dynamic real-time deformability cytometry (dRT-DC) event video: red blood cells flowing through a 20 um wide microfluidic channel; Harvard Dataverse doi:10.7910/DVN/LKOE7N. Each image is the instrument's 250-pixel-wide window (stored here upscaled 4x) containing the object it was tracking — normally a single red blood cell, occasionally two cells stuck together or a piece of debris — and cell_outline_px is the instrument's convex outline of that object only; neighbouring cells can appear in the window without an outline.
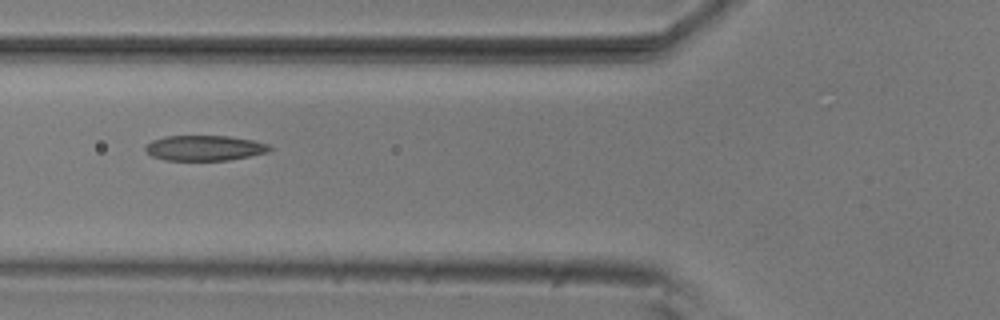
{"species": "common noctule bat (a hibernating species)", "species_latin": "Nyctalus noctula", "temperature_condition": "room temperature", "stored_images_in_passage": 5, "camera_frame_rate_fps": 3000, "um_per_image_px": 0.085, "animal": {"sex": "male", "body_mass_g": 20.5, "forearm_length_mm": 52.5}, "frame": {"image": 1, "passage_image": 3, "time_ms": 0.667, "image_size_px": [1000, 320], "cell_outline_px": [[272, 148], [268, 152], [228, 160], [164, 160], [152, 156], [144, 148], [144, 144], [152, 140], [164, 136], [228, 136], [252, 140], [268, 144]], "centroid_in_image_um": [17.35, 12.57], "position_along_channel_um": 108.5, "area_um2": 18.26}}
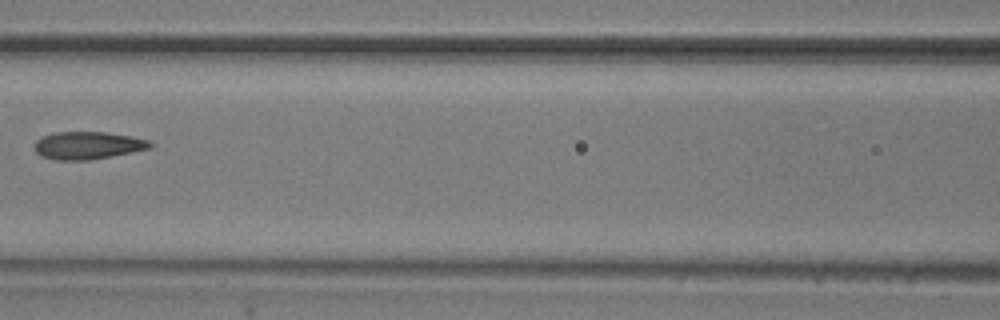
{"frame": {"image": 2, "passage_image": 4, "time_ms": 1.0, "image_size_px": [1000, 320], "cell_outline_px": [[152, 144], [148, 148], [132, 152], [88, 160], [56, 160], [40, 156], [36, 152], [36, 140], [52, 132], [104, 132], [128, 136], [148, 140]], "centroid_in_image_um": [7.41, 12.36], "position_along_channel_um": 159.2, "area_um2": 18.26}}
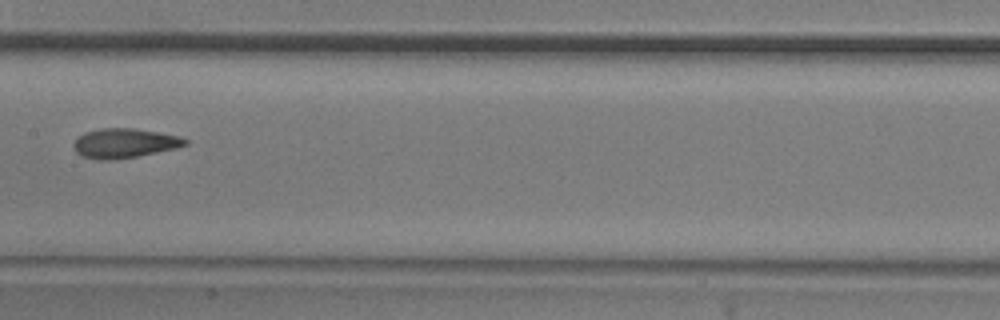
{"frame": {"image": 3, "passage_image": 5, "time_ms": 1.333, "image_size_px": [1000, 320], "cell_outline_px": [[188, 144], [176, 148], [136, 156], [108, 160], [100, 160], [84, 156], [76, 152], [72, 144], [84, 132], [100, 128], [136, 128], [160, 132], [180, 136], [188, 140]], "centroid_in_image_um": [10.59, 12.15], "position_along_channel_um": 196.8, "area_um2": 19.07}}